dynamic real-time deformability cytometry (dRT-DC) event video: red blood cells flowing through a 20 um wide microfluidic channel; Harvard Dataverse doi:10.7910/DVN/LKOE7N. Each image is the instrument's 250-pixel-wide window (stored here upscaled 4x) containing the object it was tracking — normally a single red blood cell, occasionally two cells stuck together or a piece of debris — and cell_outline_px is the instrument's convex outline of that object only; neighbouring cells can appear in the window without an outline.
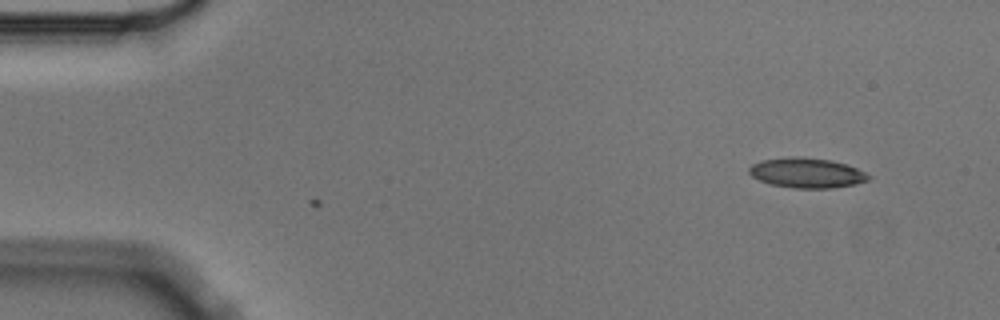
{"species": "Egyptian fruit bat (a non-hibernating species)", "species_latin": "Rousettus aegyptiacus", "temperature_condition": "cold", "stored_images_in_passage": 2, "camera_frame_rate_fps": 3000, "um_per_image_px": 0.085, "animal": {"sex": "male"}, "frame": {"image": 1, "passage_image": 2, "time_ms": 0.333, "image_size_px": [1000, 320], "cell_outline_px": [[872, 176], [868, 180], [856, 184], [832, 188], [792, 188], [768, 184], [752, 176], [748, 172], [748, 168], [752, 164], [764, 160], [792, 156], [796, 156], [832, 160], [848, 164]], "centroid_in_image_um": [68.58, 14.7], "position_along_channel_um": 16.4, "area_um2": 20.98}}